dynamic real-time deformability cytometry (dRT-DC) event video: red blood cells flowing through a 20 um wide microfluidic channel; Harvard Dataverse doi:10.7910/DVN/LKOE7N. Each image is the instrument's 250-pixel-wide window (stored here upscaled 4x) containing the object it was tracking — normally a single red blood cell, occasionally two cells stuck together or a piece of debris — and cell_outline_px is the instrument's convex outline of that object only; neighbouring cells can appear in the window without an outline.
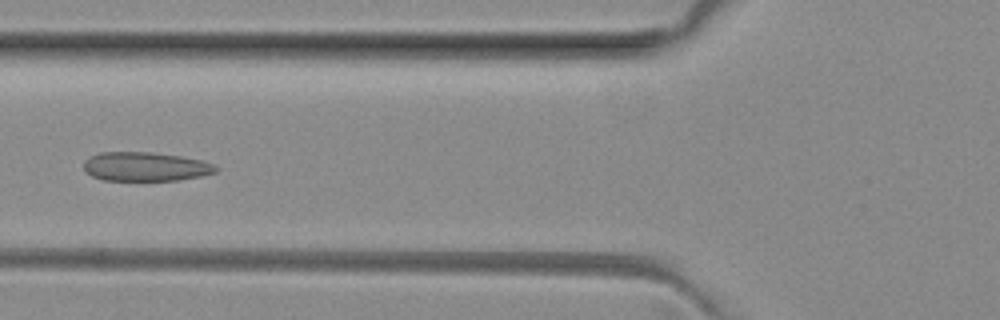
{"species": "common noctule bat (a hibernating species)", "species_latin": "Nyctalus noctula", "temperature_condition": "room temperature", "stored_images_in_passage": 36, "camera_frame_rate_fps": 3000, "um_per_image_px": 0.085, "animal": {"sex": "female", "body_mass_g": 29.2, "forearm_length_mm": 56.3}, "frame": {"image": 1, "passage_image": 9, "time_ms": 2.667, "image_size_px": [1000, 320], "cell_outline_px": [[220, 168], [216, 172], [200, 176], [176, 180], [104, 180], [92, 176], [84, 168], [84, 160], [88, 156], [100, 152], [152, 152], [184, 156], [204, 160]], "centroid_in_image_um": [12.38, 14.14], "position_along_channel_um": 113.4, "area_um2": 22.48}}
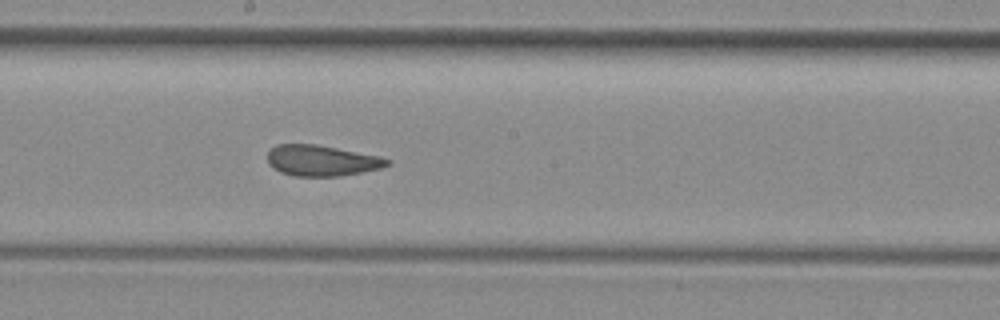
{"frame": {"image": 2, "passage_image": 17, "time_ms": 5.333, "image_size_px": [1000, 320], "cell_outline_px": [[392, 164], [380, 168], [340, 176], [296, 176], [280, 172], [268, 164], [268, 152], [276, 144], [316, 144], [380, 156], [392, 160]], "centroid_in_image_um": [27.36, 13.64], "position_along_channel_um": 220.8, "area_um2": 21.5}}
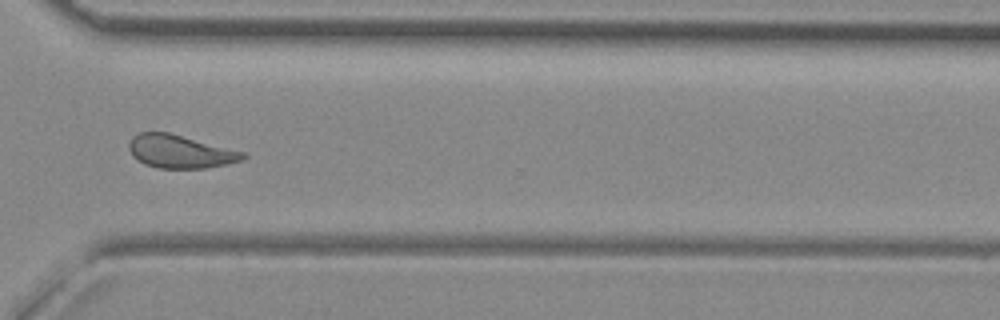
{"frame": {"image": 3, "passage_image": 27, "time_ms": 8.667, "image_size_px": [1000, 320], "cell_outline_px": [[248, 156], [244, 160], [228, 164], [204, 168], [156, 168], [144, 164], [132, 156], [128, 148], [128, 144], [132, 136], [140, 132], [168, 132], [244, 152]], "centroid_in_image_um": [15.29, 12.88], "position_along_channel_um": 355.3, "area_um2": 22.08}, "authors_computed_cell_mechanics": {"area_um2": 22.0507, "velocity_mm_per_s": 4.0324, "shape_relaxation_time_tau1_ms": null, "shape_relaxation_time_tau2_ms": 1.619, "deformation_change_tau1": null, "deformation_change_tau2": 0.0925}}